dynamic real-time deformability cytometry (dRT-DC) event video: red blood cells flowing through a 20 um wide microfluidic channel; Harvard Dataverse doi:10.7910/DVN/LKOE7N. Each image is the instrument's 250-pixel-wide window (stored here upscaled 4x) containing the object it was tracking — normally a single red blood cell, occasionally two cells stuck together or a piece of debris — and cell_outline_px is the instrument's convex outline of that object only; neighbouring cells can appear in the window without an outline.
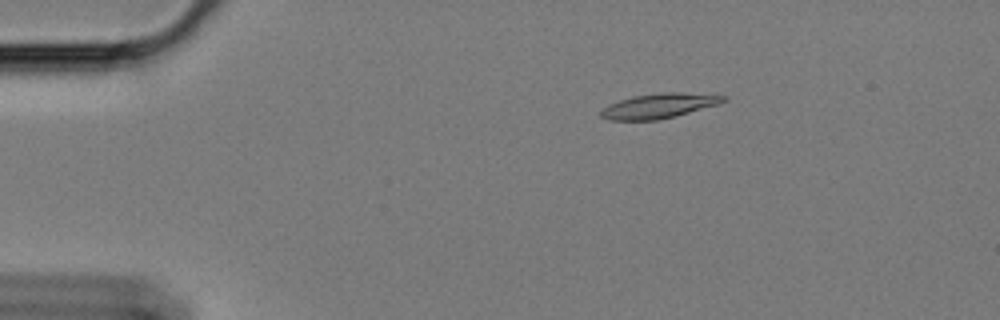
{"species": "Egyptian fruit bat (a non-hibernating species)", "species_latin": "Rousettus aegyptiacus", "temperature_condition": "cold", "stored_images_in_passage": 50, "camera_frame_rate_fps": 3000, "um_per_image_px": 0.085, "animal": {"sex": "female"}, "frame": {"image": 1, "passage_image": 1, "time_ms": 0.0, "image_size_px": [1000, 320], "cell_outline_px": [[728, 100], [720, 104], [676, 116], [656, 120], [608, 120], [600, 116], [600, 112], [608, 104], [632, 96], [660, 92], [680, 92], [728, 96]], "centroid_in_image_um": [56.04, 8.99], "position_along_channel_um": 29.0, "area_um2": 17.86}}
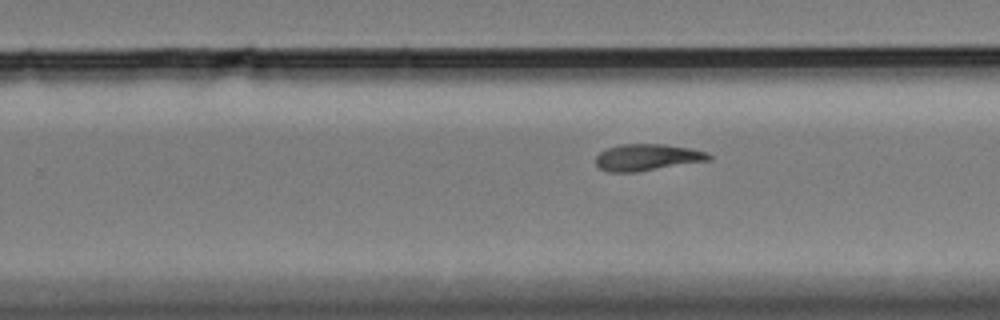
{"frame": {"image": 2, "passage_image": 28, "time_ms": 9.0, "image_size_px": [1000, 320], "cell_outline_px": [[712, 160], [636, 172], [608, 172], [600, 168], [596, 164], [596, 156], [600, 152], [608, 148], [620, 144], [664, 144], [688, 148], [708, 152], [712, 156]], "centroid_in_image_um": [55.03, 13.38], "position_along_channel_um": 274.8, "area_um2": 17.57}}
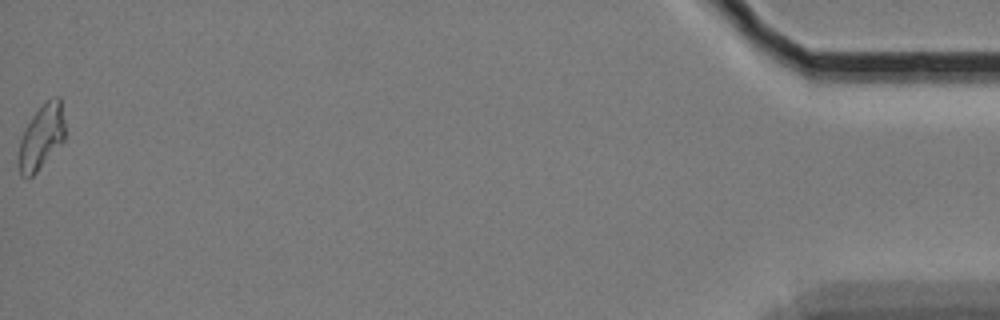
{"frame": {"image": 3, "passage_image": 50, "time_ms": 16.333, "image_size_px": [1000, 320], "cell_outline_px": [[64, 140], [36, 172], [28, 180], [20, 176], [20, 140], [24, 128], [32, 116], [48, 100], [56, 96], [60, 96], [64, 120]], "centroid_in_image_um": [3.52, 11.64], "position_along_channel_um": 431.7, "area_um2": 17.05}, "authors_computed_cell_mechanics": {"area_um2": 17.5134, "velocity_mm_per_s": 3.3929, "shape_relaxation_time_tau1_ms": 6.0943, "shape_relaxation_time_tau2_ms": 3.6393, "deformation_change_tau1": 0.1839, "deformation_change_tau2": 0.1169}}